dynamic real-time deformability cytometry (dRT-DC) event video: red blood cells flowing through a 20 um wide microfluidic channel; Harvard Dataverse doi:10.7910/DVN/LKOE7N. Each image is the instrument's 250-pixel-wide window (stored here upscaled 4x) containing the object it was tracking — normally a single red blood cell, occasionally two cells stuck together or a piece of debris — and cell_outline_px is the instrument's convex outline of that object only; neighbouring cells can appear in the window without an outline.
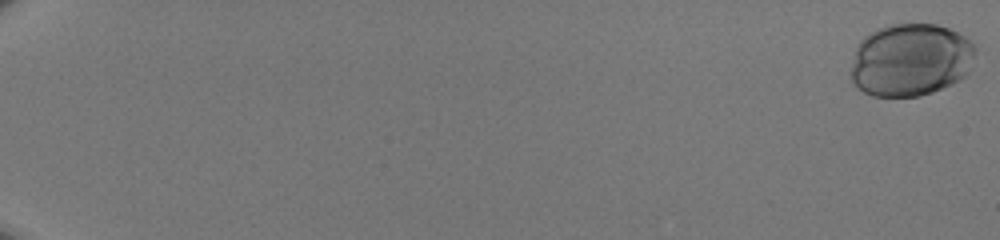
{"species": "human", "species_latin": "Homo sapiens", "temperature_condition": "room temperature", "stored_images_in_passage": 52, "camera_frame_rate_fps": 3000, "um_per_image_px": 0.085, "donor": {"sex": "male"}, "frame": {"image": 1, "passage_image": 1, "time_ms": 0.0, "image_size_px": [1000, 240], "cell_outline_px": [[976, 52], [972, 68], [960, 80], [952, 84], [932, 92], [920, 96], [872, 96], [856, 88], [852, 84], [848, 72], [856, 44], [864, 36], [880, 28], [892, 24], [936, 24], [948, 28], [964, 36], [976, 48]], "centroid_in_image_um": [77.36, 5.11], "position_along_channel_um": 7.6, "area_um2": 53.58}}
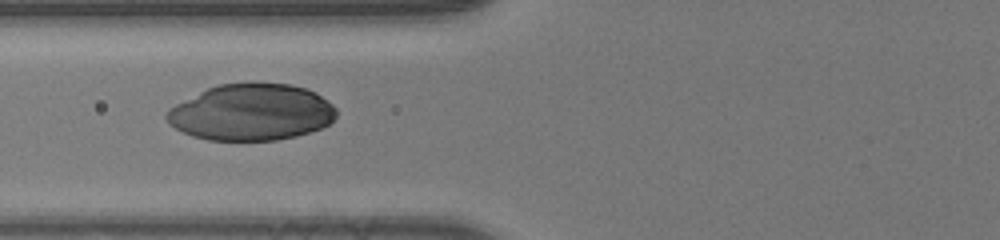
{"frame": {"image": 2, "passage_image": 25, "time_ms": 8.0, "image_size_px": [1000, 240], "cell_outline_px": [[336, 116], [328, 124], [320, 128], [296, 136], [276, 140], [208, 140], [192, 136], [168, 124], [164, 116], [168, 108], [208, 88], [220, 84], [248, 80], [288, 84], [304, 88], [316, 92], [328, 100], [336, 108]], "centroid_in_image_um": [21.36, 9.51], "position_along_channel_um": 104.4, "area_um2": 56.41}}
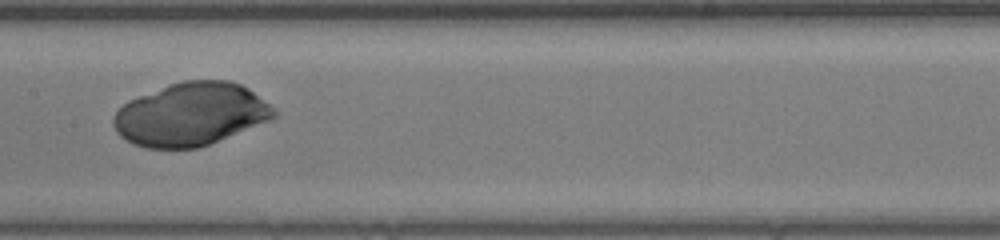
{"frame": {"image": 3, "passage_image": 31, "time_ms": 10.0, "image_size_px": [1000, 240], "cell_outline_px": [[276, 116], [268, 120], [208, 144], [196, 148], [148, 148], [132, 144], [120, 136], [116, 132], [112, 124], [112, 116], [128, 100], [168, 84], [184, 80], [228, 80], [240, 84], [248, 88], [268, 104], [276, 112]], "centroid_in_image_um": [16.14, 9.71], "position_along_channel_um": 191.3, "area_um2": 58.44}}